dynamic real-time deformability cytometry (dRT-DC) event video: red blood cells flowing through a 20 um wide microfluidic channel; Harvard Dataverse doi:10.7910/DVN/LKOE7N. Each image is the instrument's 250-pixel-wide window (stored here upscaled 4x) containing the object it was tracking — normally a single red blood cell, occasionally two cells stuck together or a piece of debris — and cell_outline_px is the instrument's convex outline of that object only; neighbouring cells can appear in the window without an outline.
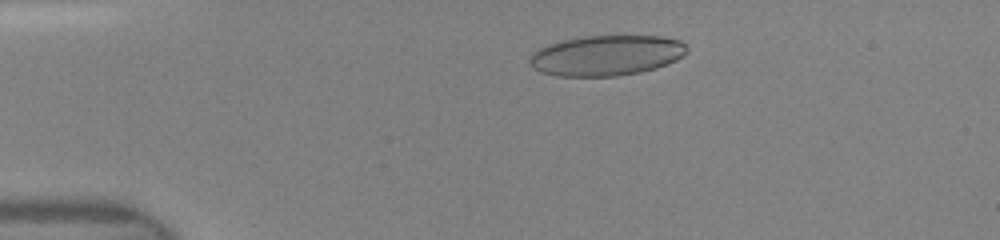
{"species": "human", "species_latin": "Homo sapiens", "temperature_condition": "room temperature", "stored_images_in_passage": 20, "camera_frame_rate_fps": 3000, "um_per_image_px": 0.085, "donor": {"sex": "female"}, "frame": {"image": 1, "passage_image": 4, "time_ms": 1.667, "image_size_px": [1000, 240], "cell_outline_px": [[688, 52], [684, 56], [668, 64], [656, 68], [640, 72], [616, 76], [556, 76], [540, 72], [532, 68], [528, 60], [532, 52], [548, 44], [564, 40], [584, 36], [660, 36], [680, 40], [688, 48]], "centroid_in_image_um": [51.54, 4.72], "position_along_channel_um": 33.5, "area_um2": 37.22}}
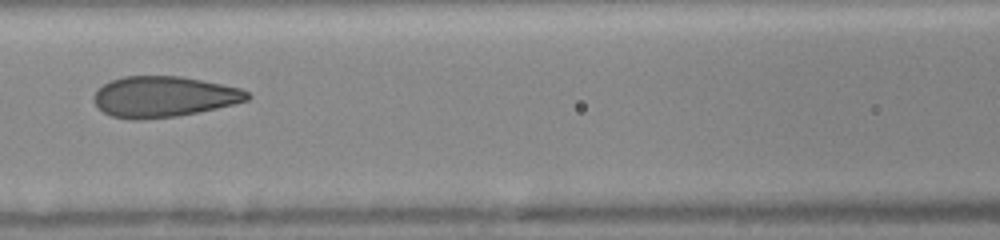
{"frame": {"image": 2, "passage_image": 13, "time_ms": 5.667, "image_size_px": [1000, 240], "cell_outline_px": [[252, 96], [248, 100], [200, 112], [176, 116], [136, 120], [132, 120], [112, 116], [104, 112], [92, 100], [92, 96], [104, 84], [112, 80], [124, 76], [180, 76], [240, 88], [248, 92]], "centroid_in_image_um": [13.91, 8.22], "position_along_channel_um": 152.7, "area_um2": 36.24}}
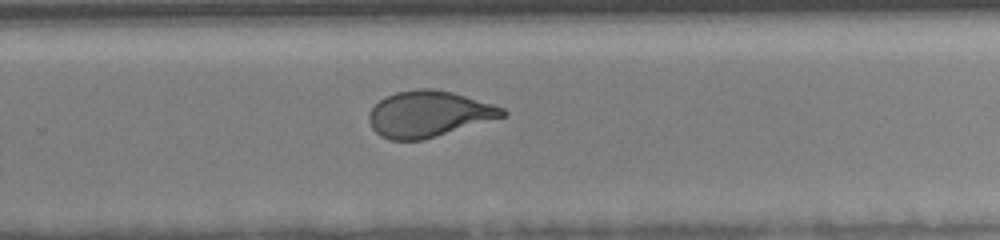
{"frame": {"image": 3, "passage_image": 20, "time_ms": 9.0, "image_size_px": [1000, 240], "cell_outline_px": [[508, 112], [504, 116], [420, 140], [388, 140], [380, 136], [372, 128], [368, 120], [368, 116], [372, 108], [384, 96], [396, 92], [420, 88], [432, 88], [452, 92], [492, 104], [504, 108]], "centroid_in_image_um": [36.38, 9.67], "position_along_channel_um": 293.4, "area_um2": 35.37}}